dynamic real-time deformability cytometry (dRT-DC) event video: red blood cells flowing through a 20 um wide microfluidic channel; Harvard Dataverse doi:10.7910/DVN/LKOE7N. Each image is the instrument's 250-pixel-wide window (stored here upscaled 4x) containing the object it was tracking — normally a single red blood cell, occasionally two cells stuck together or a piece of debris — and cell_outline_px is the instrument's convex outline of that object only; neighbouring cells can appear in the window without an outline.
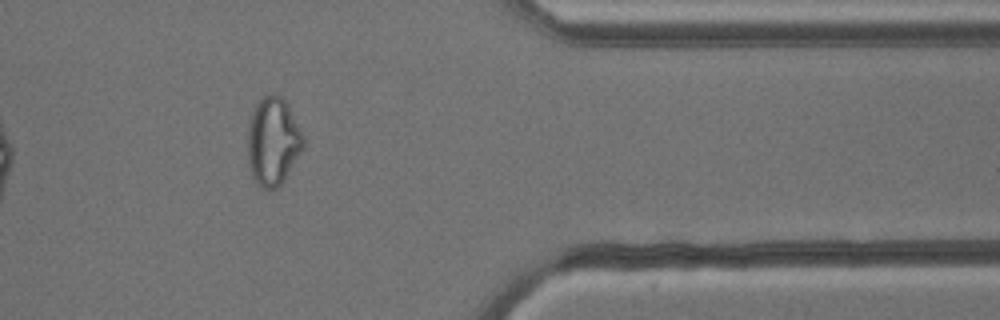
{"species": "common noctule bat (a hibernating species)", "species_latin": "Nyctalus noctula", "temperature_condition": "cold", "stored_images_in_passage": 33, "camera_frame_rate_fps": 3000, "um_per_image_px": 0.085, "animal": {"sex": "male", "body_mass_g": 13.3}, "frame": {"image": 1, "passage_image": 29, "time_ms": 9.333, "image_size_px": [1000, 320], "cell_outline_px": [[304, 148], [280, 184], [276, 188], [264, 188], [256, 184], [252, 176], [248, 164], [248, 128], [252, 112], [256, 104], [264, 96], [272, 92], [280, 96], [288, 104], [304, 136]], "centroid_in_image_um": [23.2, 12.0], "position_along_channel_um": 388.2, "area_um2": 28.44}, "authors_computed_cell_mechanics": {"area_um2": 23.12, "velocity_mm_per_s": 3.8744, "shape_relaxation_time_tau1_ms": null, "shape_relaxation_time_tau2_ms": 1.2979, "deformation_change_tau1": null, "deformation_change_tau2": 0.0751}}